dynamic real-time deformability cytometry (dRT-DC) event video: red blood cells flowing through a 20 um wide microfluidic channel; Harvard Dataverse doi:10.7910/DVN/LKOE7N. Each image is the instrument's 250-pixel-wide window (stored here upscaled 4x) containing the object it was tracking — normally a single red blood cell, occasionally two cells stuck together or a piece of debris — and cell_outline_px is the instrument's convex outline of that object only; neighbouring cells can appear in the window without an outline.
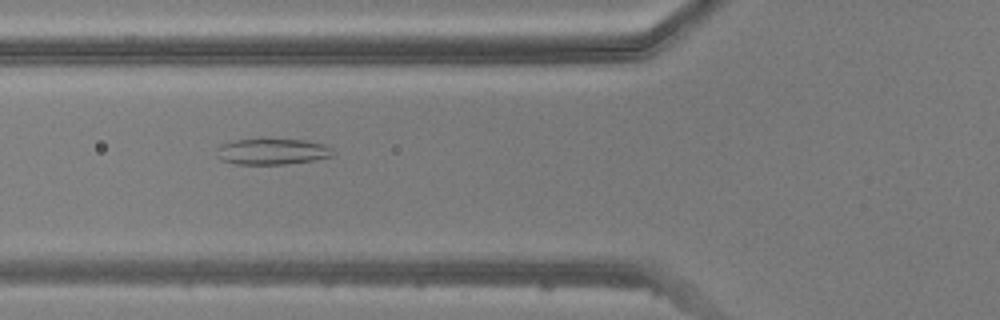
{"species": "common noctule bat (a hibernating species)", "species_latin": "Nyctalus noctula", "temperature_condition": "warm", "stored_images_in_passage": 32, "camera_frame_rate_fps": 3000, "um_per_image_px": 0.085, "animal": {"sex": "male", "body_mass_g": 20.5, "forearm_length_mm": 52.5}, "frame": {"image": 1, "passage_image": 12, "time_ms": 3.667, "image_size_px": [1000, 320], "cell_outline_px": [[332, 156], [316, 160], [284, 164], [236, 164], [220, 160], [216, 156], [216, 148], [220, 144], [236, 140], [260, 136], [304, 140], [324, 144], [332, 148]], "centroid_in_image_um": [23.08, 12.84], "position_along_channel_um": 102.7, "area_um2": 18.5}}
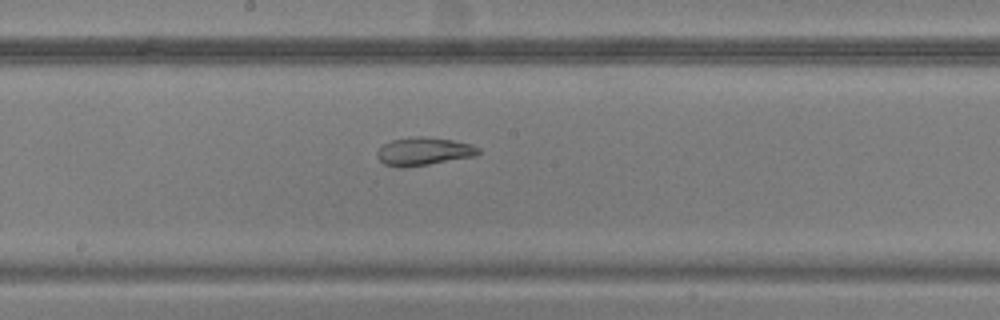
{"frame": {"image": 2, "passage_image": 20, "time_ms": 6.333, "image_size_px": [1000, 320], "cell_outline_px": [[480, 152], [476, 156], [404, 168], [396, 168], [384, 164], [376, 156], [376, 152], [384, 144], [392, 140], [416, 136], [420, 136], [452, 140], [472, 144], [480, 148]], "centroid_in_image_um": [36.01, 12.88], "position_along_channel_um": 212.2, "area_um2": 16.59}}
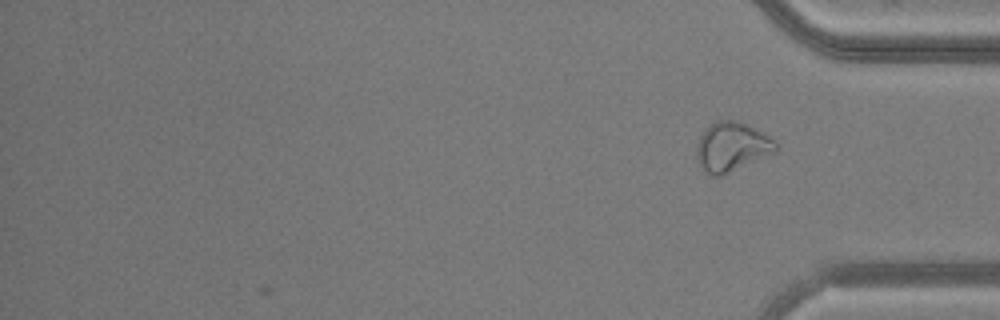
{"frame": {"image": 3, "passage_image": 32, "time_ms": 10.333, "image_size_px": [1000, 320], "cell_outline_px": [[780, 148], [776, 152], [720, 176], [712, 176], [696, 160], [696, 144], [704, 128], [708, 124], [716, 120], [740, 120], [764, 132], [776, 140]], "centroid_in_image_um": [62.23, 12.43], "position_along_channel_um": 373.0, "area_um2": 23.12}}